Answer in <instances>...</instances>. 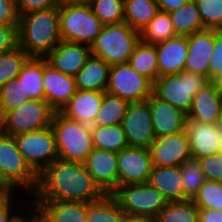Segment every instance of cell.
Returning <instances> with one entry per match:
<instances>
[{"label": "cell", "mask_w": 222, "mask_h": 222, "mask_svg": "<svg viewBox=\"0 0 222 222\" xmlns=\"http://www.w3.org/2000/svg\"><path fill=\"white\" fill-rule=\"evenodd\" d=\"M105 193L82 162L53 161L38 175V186L29 200L93 202Z\"/></svg>", "instance_id": "1"}, {"label": "cell", "mask_w": 222, "mask_h": 222, "mask_svg": "<svg viewBox=\"0 0 222 222\" xmlns=\"http://www.w3.org/2000/svg\"><path fill=\"white\" fill-rule=\"evenodd\" d=\"M60 41L59 6L20 16L18 45L30 57L45 58Z\"/></svg>", "instance_id": "2"}, {"label": "cell", "mask_w": 222, "mask_h": 222, "mask_svg": "<svg viewBox=\"0 0 222 222\" xmlns=\"http://www.w3.org/2000/svg\"><path fill=\"white\" fill-rule=\"evenodd\" d=\"M0 172L2 177V192L16 191L17 189L16 193L19 196L17 202H22L23 200L27 202L29 196L31 197L35 193L38 186V175L26 163L18 149L14 136L1 131ZM18 190H23L26 196ZM21 195H23V197ZM21 198L24 199L20 200Z\"/></svg>", "instance_id": "3"}, {"label": "cell", "mask_w": 222, "mask_h": 222, "mask_svg": "<svg viewBox=\"0 0 222 222\" xmlns=\"http://www.w3.org/2000/svg\"><path fill=\"white\" fill-rule=\"evenodd\" d=\"M104 24L86 0H62L59 5V32L62 41L91 46Z\"/></svg>", "instance_id": "4"}, {"label": "cell", "mask_w": 222, "mask_h": 222, "mask_svg": "<svg viewBox=\"0 0 222 222\" xmlns=\"http://www.w3.org/2000/svg\"><path fill=\"white\" fill-rule=\"evenodd\" d=\"M58 159L84 163L93 148L91 126L55 112L51 121Z\"/></svg>", "instance_id": "5"}, {"label": "cell", "mask_w": 222, "mask_h": 222, "mask_svg": "<svg viewBox=\"0 0 222 222\" xmlns=\"http://www.w3.org/2000/svg\"><path fill=\"white\" fill-rule=\"evenodd\" d=\"M140 40V32L125 22L104 25L90 46L91 53L110 66L128 63Z\"/></svg>", "instance_id": "6"}, {"label": "cell", "mask_w": 222, "mask_h": 222, "mask_svg": "<svg viewBox=\"0 0 222 222\" xmlns=\"http://www.w3.org/2000/svg\"><path fill=\"white\" fill-rule=\"evenodd\" d=\"M209 82L203 75L183 70L176 75L158 77L153 83V94L187 115L191 110L193 97Z\"/></svg>", "instance_id": "7"}, {"label": "cell", "mask_w": 222, "mask_h": 222, "mask_svg": "<svg viewBox=\"0 0 222 222\" xmlns=\"http://www.w3.org/2000/svg\"><path fill=\"white\" fill-rule=\"evenodd\" d=\"M112 195L128 216L155 219L168 204L166 197L149 182L119 186Z\"/></svg>", "instance_id": "8"}, {"label": "cell", "mask_w": 222, "mask_h": 222, "mask_svg": "<svg viewBox=\"0 0 222 222\" xmlns=\"http://www.w3.org/2000/svg\"><path fill=\"white\" fill-rule=\"evenodd\" d=\"M54 113L45 100L30 99L0 118V131L15 136L45 129L51 126Z\"/></svg>", "instance_id": "9"}, {"label": "cell", "mask_w": 222, "mask_h": 222, "mask_svg": "<svg viewBox=\"0 0 222 222\" xmlns=\"http://www.w3.org/2000/svg\"><path fill=\"white\" fill-rule=\"evenodd\" d=\"M14 138L26 163L37 175L58 159L55 135L51 126L18 134Z\"/></svg>", "instance_id": "10"}, {"label": "cell", "mask_w": 222, "mask_h": 222, "mask_svg": "<svg viewBox=\"0 0 222 222\" xmlns=\"http://www.w3.org/2000/svg\"><path fill=\"white\" fill-rule=\"evenodd\" d=\"M106 92L129 103L146 101L153 94V83L129 63L110 66Z\"/></svg>", "instance_id": "11"}, {"label": "cell", "mask_w": 222, "mask_h": 222, "mask_svg": "<svg viewBox=\"0 0 222 222\" xmlns=\"http://www.w3.org/2000/svg\"><path fill=\"white\" fill-rule=\"evenodd\" d=\"M122 127L130 147L149 148L155 139L149 103H130Z\"/></svg>", "instance_id": "12"}, {"label": "cell", "mask_w": 222, "mask_h": 222, "mask_svg": "<svg viewBox=\"0 0 222 222\" xmlns=\"http://www.w3.org/2000/svg\"><path fill=\"white\" fill-rule=\"evenodd\" d=\"M148 149L153 166H181L192 158L189 137L185 130L155 137Z\"/></svg>", "instance_id": "13"}, {"label": "cell", "mask_w": 222, "mask_h": 222, "mask_svg": "<svg viewBox=\"0 0 222 222\" xmlns=\"http://www.w3.org/2000/svg\"><path fill=\"white\" fill-rule=\"evenodd\" d=\"M117 159L118 187L149 181L153 163L148 148L129 146L117 153Z\"/></svg>", "instance_id": "14"}, {"label": "cell", "mask_w": 222, "mask_h": 222, "mask_svg": "<svg viewBox=\"0 0 222 222\" xmlns=\"http://www.w3.org/2000/svg\"><path fill=\"white\" fill-rule=\"evenodd\" d=\"M84 164L94 182L105 194H112L118 188L116 152L94 148Z\"/></svg>", "instance_id": "15"}, {"label": "cell", "mask_w": 222, "mask_h": 222, "mask_svg": "<svg viewBox=\"0 0 222 222\" xmlns=\"http://www.w3.org/2000/svg\"><path fill=\"white\" fill-rule=\"evenodd\" d=\"M43 85L45 101L55 112H60L77 91L74 77L53 68L45 58H43Z\"/></svg>", "instance_id": "16"}, {"label": "cell", "mask_w": 222, "mask_h": 222, "mask_svg": "<svg viewBox=\"0 0 222 222\" xmlns=\"http://www.w3.org/2000/svg\"><path fill=\"white\" fill-rule=\"evenodd\" d=\"M91 55L90 46L61 40L45 57V60L63 74L74 77Z\"/></svg>", "instance_id": "17"}, {"label": "cell", "mask_w": 222, "mask_h": 222, "mask_svg": "<svg viewBox=\"0 0 222 222\" xmlns=\"http://www.w3.org/2000/svg\"><path fill=\"white\" fill-rule=\"evenodd\" d=\"M185 131L189 137L192 159H200L222 151L217 124H205L186 117Z\"/></svg>", "instance_id": "18"}, {"label": "cell", "mask_w": 222, "mask_h": 222, "mask_svg": "<svg viewBox=\"0 0 222 222\" xmlns=\"http://www.w3.org/2000/svg\"><path fill=\"white\" fill-rule=\"evenodd\" d=\"M188 54L184 71L203 75L209 79V62L214 47V29H204L187 36Z\"/></svg>", "instance_id": "19"}, {"label": "cell", "mask_w": 222, "mask_h": 222, "mask_svg": "<svg viewBox=\"0 0 222 222\" xmlns=\"http://www.w3.org/2000/svg\"><path fill=\"white\" fill-rule=\"evenodd\" d=\"M43 222H86L87 203L76 201L29 200ZM32 201V202H31Z\"/></svg>", "instance_id": "20"}, {"label": "cell", "mask_w": 222, "mask_h": 222, "mask_svg": "<svg viewBox=\"0 0 222 222\" xmlns=\"http://www.w3.org/2000/svg\"><path fill=\"white\" fill-rule=\"evenodd\" d=\"M155 137L167 136L185 130L187 115L168 102L162 101L154 94L147 100Z\"/></svg>", "instance_id": "21"}, {"label": "cell", "mask_w": 222, "mask_h": 222, "mask_svg": "<svg viewBox=\"0 0 222 222\" xmlns=\"http://www.w3.org/2000/svg\"><path fill=\"white\" fill-rule=\"evenodd\" d=\"M159 77L176 75L184 70L188 54L187 36L177 35L155 45Z\"/></svg>", "instance_id": "22"}, {"label": "cell", "mask_w": 222, "mask_h": 222, "mask_svg": "<svg viewBox=\"0 0 222 222\" xmlns=\"http://www.w3.org/2000/svg\"><path fill=\"white\" fill-rule=\"evenodd\" d=\"M104 93L102 91L77 90L60 113L71 120L91 126L100 109Z\"/></svg>", "instance_id": "23"}, {"label": "cell", "mask_w": 222, "mask_h": 222, "mask_svg": "<svg viewBox=\"0 0 222 222\" xmlns=\"http://www.w3.org/2000/svg\"><path fill=\"white\" fill-rule=\"evenodd\" d=\"M222 94L210 81L193 97V103L187 118L205 124H216L218 120Z\"/></svg>", "instance_id": "24"}, {"label": "cell", "mask_w": 222, "mask_h": 222, "mask_svg": "<svg viewBox=\"0 0 222 222\" xmlns=\"http://www.w3.org/2000/svg\"><path fill=\"white\" fill-rule=\"evenodd\" d=\"M168 200L184 201V187L180 166H153L149 181Z\"/></svg>", "instance_id": "25"}, {"label": "cell", "mask_w": 222, "mask_h": 222, "mask_svg": "<svg viewBox=\"0 0 222 222\" xmlns=\"http://www.w3.org/2000/svg\"><path fill=\"white\" fill-rule=\"evenodd\" d=\"M109 69L110 65L103 59L91 55L74 76L77 90L106 92Z\"/></svg>", "instance_id": "26"}, {"label": "cell", "mask_w": 222, "mask_h": 222, "mask_svg": "<svg viewBox=\"0 0 222 222\" xmlns=\"http://www.w3.org/2000/svg\"><path fill=\"white\" fill-rule=\"evenodd\" d=\"M17 80L30 99L45 100L43 85V58L30 57L23 65Z\"/></svg>", "instance_id": "27"}, {"label": "cell", "mask_w": 222, "mask_h": 222, "mask_svg": "<svg viewBox=\"0 0 222 222\" xmlns=\"http://www.w3.org/2000/svg\"><path fill=\"white\" fill-rule=\"evenodd\" d=\"M93 148L120 152L129 147L122 124L97 126L91 125Z\"/></svg>", "instance_id": "28"}, {"label": "cell", "mask_w": 222, "mask_h": 222, "mask_svg": "<svg viewBox=\"0 0 222 222\" xmlns=\"http://www.w3.org/2000/svg\"><path fill=\"white\" fill-rule=\"evenodd\" d=\"M126 214L112 194L87 203L86 222H124Z\"/></svg>", "instance_id": "29"}, {"label": "cell", "mask_w": 222, "mask_h": 222, "mask_svg": "<svg viewBox=\"0 0 222 222\" xmlns=\"http://www.w3.org/2000/svg\"><path fill=\"white\" fill-rule=\"evenodd\" d=\"M159 11L155 0H124V22L141 31Z\"/></svg>", "instance_id": "30"}, {"label": "cell", "mask_w": 222, "mask_h": 222, "mask_svg": "<svg viewBox=\"0 0 222 222\" xmlns=\"http://www.w3.org/2000/svg\"><path fill=\"white\" fill-rule=\"evenodd\" d=\"M128 63L134 70L148 78L152 83L159 77L155 45L147 44L140 40Z\"/></svg>", "instance_id": "31"}, {"label": "cell", "mask_w": 222, "mask_h": 222, "mask_svg": "<svg viewBox=\"0 0 222 222\" xmlns=\"http://www.w3.org/2000/svg\"><path fill=\"white\" fill-rule=\"evenodd\" d=\"M169 15L177 35L189 36L205 29L197 5L193 0L177 10L169 12Z\"/></svg>", "instance_id": "32"}, {"label": "cell", "mask_w": 222, "mask_h": 222, "mask_svg": "<svg viewBox=\"0 0 222 222\" xmlns=\"http://www.w3.org/2000/svg\"><path fill=\"white\" fill-rule=\"evenodd\" d=\"M169 12L159 10L155 17L140 31V39L147 44L156 45L176 37Z\"/></svg>", "instance_id": "33"}, {"label": "cell", "mask_w": 222, "mask_h": 222, "mask_svg": "<svg viewBox=\"0 0 222 222\" xmlns=\"http://www.w3.org/2000/svg\"><path fill=\"white\" fill-rule=\"evenodd\" d=\"M129 104L128 101L105 92L100 109L92 125L105 126L122 124Z\"/></svg>", "instance_id": "34"}, {"label": "cell", "mask_w": 222, "mask_h": 222, "mask_svg": "<svg viewBox=\"0 0 222 222\" xmlns=\"http://www.w3.org/2000/svg\"><path fill=\"white\" fill-rule=\"evenodd\" d=\"M155 222H198V208L192 200L168 202Z\"/></svg>", "instance_id": "35"}, {"label": "cell", "mask_w": 222, "mask_h": 222, "mask_svg": "<svg viewBox=\"0 0 222 222\" xmlns=\"http://www.w3.org/2000/svg\"><path fill=\"white\" fill-rule=\"evenodd\" d=\"M30 56L18 45L11 51L0 54V88L20 74Z\"/></svg>", "instance_id": "36"}, {"label": "cell", "mask_w": 222, "mask_h": 222, "mask_svg": "<svg viewBox=\"0 0 222 222\" xmlns=\"http://www.w3.org/2000/svg\"><path fill=\"white\" fill-rule=\"evenodd\" d=\"M104 25L124 22V0H86Z\"/></svg>", "instance_id": "37"}, {"label": "cell", "mask_w": 222, "mask_h": 222, "mask_svg": "<svg viewBox=\"0 0 222 222\" xmlns=\"http://www.w3.org/2000/svg\"><path fill=\"white\" fill-rule=\"evenodd\" d=\"M182 184L184 187V201L192 200L198 190L205 183L206 178L196 159H190L181 166Z\"/></svg>", "instance_id": "38"}, {"label": "cell", "mask_w": 222, "mask_h": 222, "mask_svg": "<svg viewBox=\"0 0 222 222\" xmlns=\"http://www.w3.org/2000/svg\"><path fill=\"white\" fill-rule=\"evenodd\" d=\"M28 100L30 98L28 94H25L21 82L17 78L9 80L0 88V118Z\"/></svg>", "instance_id": "39"}, {"label": "cell", "mask_w": 222, "mask_h": 222, "mask_svg": "<svg viewBox=\"0 0 222 222\" xmlns=\"http://www.w3.org/2000/svg\"><path fill=\"white\" fill-rule=\"evenodd\" d=\"M192 201L198 209L222 210V182L206 180Z\"/></svg>", "instance_id": "40"}, {"label": "cell", "mask_w": 222, "mask_h": 222, "mask_svg": "<svg viewBox=\"0 0 222 222\" xmlns=\"http://www.w3.org/2000/svg\"><path fill=\"white\" fill-rule=\"evenodd\" d=\"M205 29L222 30V0H193Z\"/></svg>", "instance_id": "41"}, {"label": "cell", "mask_w": 222, "mask_h": 222, "mask_svg": "<svg viewBox=\"0 0 222 222\" xmlns=\"http://www.w3.org/2000/svg\"><path fill=\"white\" fill-rule=\"evenodd\" d=\"M14 196H16L15 191L0 192V222L14 221L22 213V211L25 210V208H27V206L30 204V201L27 202L28 203L27 205L26 202L24 201L23 203H21V205H19L20 207L18 208L17 206L18 204L16 202L17 196L15 198ZM15 205L17 206L18 211Z\"/></svg>", "instance_id": "42"}, {"label": "cell", "mask_w": 222, "mask_h": 222, "mask_svg": "<svg viewBox=\"0 0 222 222\" xmlns=\"http://www.w3.org/2000/svg\"><path fill=\"white\" fill-rule=\"evenodd\" d=\"M198 160L206 180L222 182V151Z\"/></svg>", "instance_id": "43"}, {"label": "cell", "mask_w": 222, "mask_h": 222, "mask_svg": "<svg viewBox=\"0 0 222 222\" xmlns=\"http://www.w3.org/2000/svg\"><path fill=\"white\" fill-rule=\"evenodd\" d=\"M222 72V30L214 29V47L209 62V80L212 81Z\"/></svg>", "instance_id": "44"}, {"label": "cell", "mask_w": 222, "mask_h": 222, "mask_svg": "<svg viewBox=\"0 0 222 222\" xmlns=\"http://www.w3.org/2000/svg\"><path fill=\"white\" fill-rule=\"evenodd\" d=\"M18 26L0 25V54L18 46Z\"/></svg>", "instance_id": "45"}, {"label": "cell", "mask_w": 222, "mask_h": 222, "mask_svg": "<svg viewBox=\"0 0 222 222\" xmlns=\"http://www.w3.org/2000/svg\"><path fill=\"white\" fill-rule=\"evenodd\" d=\"M18 6L11 0H0V25H19Z\"/></svg>", "instance_id": "46"}, {"label": "cell", "mask_w": 222, "mask_h": 222, "mask_svg": "<svg viewBox=\"0 0 222 222\" xmlns=\"http://www.w3.org/2000/svg\"><path fill=\"white\" fill-rule=\"evenodd\" d=\"M62 0H22L18 5L19 15L28 14L34 11L46 10L59 6Z\"/></svg>", "instance_id": "47"}, {"label": "cell", "mask_w": 222, "mask_h": 222, "mask_svg": "<svg viewBox=\"0 0 222 222\" xmlns=\"http://www.w3.org/2000/svg\"><path fill=\"white\" fill-rule=\"evenodd\" d=\"M198 222H222V210L198 209Z\"/></svg>", "instance_id": "48"}, {"label": "cell", "mask_w": 222, "mask_h": 222, "mask_svg": "<svg viewBox=\"0 0 222 222\" xmlns=\"http://www.w3.org/2000/svg\"><path fill=\"white\" fill-rule=\"evenodd\" d=\"M159 10L172 12L188 3L190 0H155Z\"/></svg>", "instance_id": "49"}, {"label": "cell", "mask_w": 222, "mask_h": 222, "mask_svg": "<svg viewBox=\"0 0 222 222\" xmlns=\"http://www.w3.org/2000/svg\"><path fill=\"white\" fill-rule=\"evenodd\" d=\"M26 213H25V212ZM38 217L35 208L29 204L25 210L12 222H33Z\"/></svg>", "instance_id": "50"}, {"label": "cell", "mask_w": 222, "mask_h": 222, "mask_svg": "<svg viewBox=\"0 0 222 222\" xmlns=\"http://www.w3.org/2000/svg\"><path fill=\"white\" fill-rule=\"evenodd\" d=\"M124 222H155L154 218L141 216H125Z\"/></svg>", "instance_id": "51"}, {"label": "cell", "mask_w": 222, "mask_h": 222, "mask_svg": "<svg viewBox=\"0 0 222 222\" xmlns=\"http://www.w3.org/2000/svg\"><path fill=\"white\" fill-rule=\"evenodd\" d=\"M212 82L215 84L217 89L222 94V72H220L213 80Z\"/></svg>", "instance_id": "52"}, {"label": "cell", "mask_w": 222, "mask_h": 222, "mask_svg": "<svg viewBox=\"0 0 222 222\" xmlns=\"http://www.w3.org/2000/svg\"><path fill=\"white\" fill-rule=\"evenodd\" d=\"M216 124L218 125V127H222V98H221V102H220L218 120H217Z\"/></svg>", "instance_id": "53"}, {"label": "cell", "mask_w": 222, "mask_h": 222, "mask_svg": "<svg viewBox=\"0 0 222 222\" xmlns=\"http://www.w3.org/2000/svg\"><path fill=\"white\" fill-rule=\"evenodd\" d=\"M218 131H219L220 142H221V147H222V127H218Z\"/></svg>", "instance_id": "54"}, {"label": "cell", "mask_w": 222, "mask_h": 222, "mask_svg": "<svg viewBox=\"0 0 222 222\" xmlns=\"http://www.w3.org/2000/svg\"><path fill=\"white\" fill-rule=\"evenodd\" d=\"M11 1L14 2L18 6L22 0H11Z\"/></svg>", "instance_id": "55"}, {"label": "cell", "mask_w": 222, "mask_h": 222, "mask_svg": "<svg viewBox=\"0 0 222 222\" xmlns=\"http://www.w3.org/2000/svg\"><path fill=\"white\" fill-rule=\"evenodd\" d=\"M0 192H2V177H1V172H0Z\"/></svg>", "instance_id": "56"}, {"label": "cell", "mask_w": 222, "mask_h": 222, "mask_svg": "<svg viewBox=\"0 0 222 222\" xmlns=\"http://www.w3.org/2000/svg\"><path fill=\"white\" fill-rule=\"evenodd\" d=\"M33 222H43V221L37 217Z\"/></svg>", "instance_id": "57"}]
</instances>
